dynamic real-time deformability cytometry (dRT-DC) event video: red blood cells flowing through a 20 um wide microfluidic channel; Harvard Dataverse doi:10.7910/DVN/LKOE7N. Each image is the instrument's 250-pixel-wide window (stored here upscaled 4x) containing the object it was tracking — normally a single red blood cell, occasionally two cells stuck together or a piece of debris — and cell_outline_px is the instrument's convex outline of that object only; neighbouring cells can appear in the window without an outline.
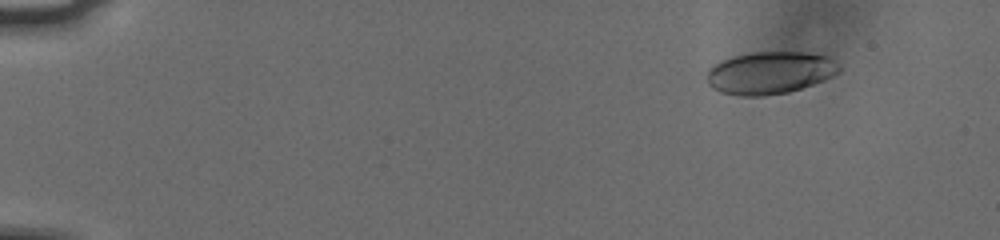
{"species": "human", "species_latin": "Homo sapiens", "temperature_condition": "cold", "stored_images_in_passage": 51, "camera_frame_rate_fps": 3000, "um_per_image_px": 0.085, "donor": {"sex": "male"}, "frame": {"image": 1, "passage_image": 1, "time_ms": 0.0, "image_size_px": [1000, 240], "cell_outline_px": [[840, 72], [824, 80], [788, 92], [764, 96], [740, 96], [720, 92], [712, 88], [708, 84], [708, 68], [712, 64], [720, 60], [732, 56], [752, 52], [800, 52], [824, 56], [832, 60], [840, 68]], "centroid_in_image_um": [65.38, 6.19], "position_along_channel_um": 19.6, "area_um2": 32.6}}
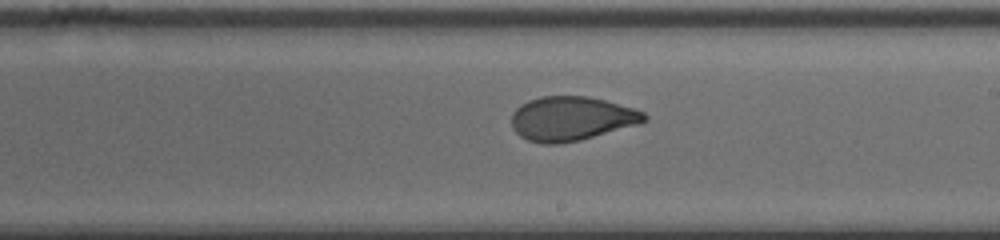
{"frame": {"image": 2, "passage_image": 29, "time_ms": 9.333, "image_size_px": [1000, 240], "cell_outline_px": [[648, 120], [640, 124], [580, 140], [556, 144], [544, 144], [528, 140], [520, 136], [512, 128], [512, 112], [520, 104], [528, 100], [540, 96], [588, 96], [604, 100], [632, 108], [644, 112], [648, 116]], "centroid_in_image_um": [48.56, 10.08], "position_along_channel_um": 240.4, "area_um2": 34.28}}
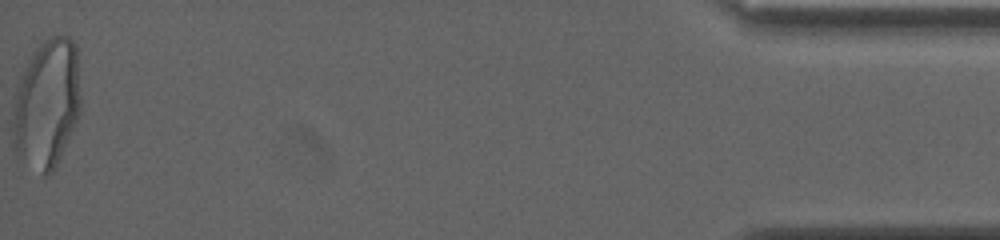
{"frame": {"image": 3, "passage_image": 51, "time_ms": 16.667, "image_size_px": [1000, 240], "cell_outline_px": [[80, 112], [60, 156], [52, 172], [48, 176], [44, 176], [16, 152], [12, 144], [12, 100], [16, 84], [32, 52], [44, 40], [52, 36], [68, 36], [76, 44], [80, 96]], "centroid_in_image_um": [3.94, 8.78], "position_along_channel_um": 431.3, "area_um2": 51.21}, "authors_computed_cell_mechanics": {"area_um2": 34.391, "velocity_mm_per_s": 3.7691, "shape_relaxation_time_tau1_ms": 4.2698, "shape_relaxation_time_tau2_ms": 0.9832, "deformation_change_tau1": 0.1569, "deformation_change_tau2": 0.0582}}